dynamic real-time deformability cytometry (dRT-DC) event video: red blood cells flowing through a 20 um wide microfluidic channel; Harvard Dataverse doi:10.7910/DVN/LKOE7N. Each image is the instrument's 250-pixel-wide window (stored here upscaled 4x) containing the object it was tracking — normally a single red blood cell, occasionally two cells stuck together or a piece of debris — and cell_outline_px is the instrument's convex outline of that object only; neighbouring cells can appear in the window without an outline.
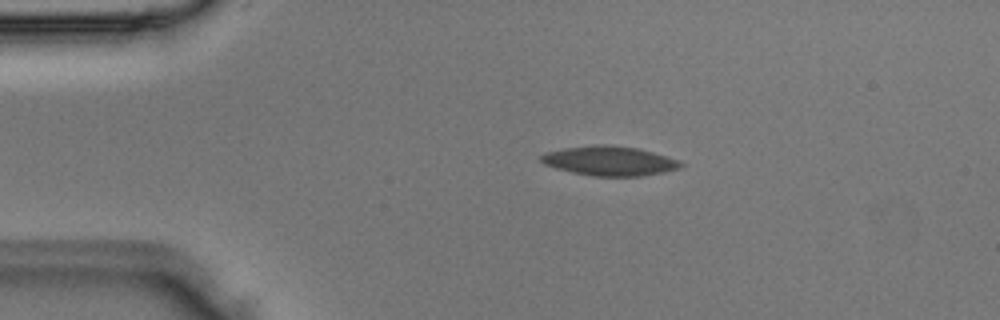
{"species": "Egyptian fruit bat (a non-hibernating species)", "species_latin": "Rousettus aegyptiacus", "temperature_condition": "room temperature", "stored_images_in_passage": 4, "camera_frame_rate_fps": 3000, "um_per_image_px": 0.085, "animal": {"sex": "male"}, "frame": {"image": 1, "passage_image": 4, "time_ms": 1.0, "image_size_px": [1000, 320], "cell_outline_px": [[684, 164], [680, 168], [664, 172], [640, 176], [592, 176], [572, 172], [556, 168], [544, 164], [540, 160], [540, 156], [544, 152], [564, 148], [596, 144], [612, 144], [640, 148], [680, 160]], "centroid_in_image_um": [51.82, 13.66], "position_along_channel_um": 33.2, "area_um2": 24.28}}